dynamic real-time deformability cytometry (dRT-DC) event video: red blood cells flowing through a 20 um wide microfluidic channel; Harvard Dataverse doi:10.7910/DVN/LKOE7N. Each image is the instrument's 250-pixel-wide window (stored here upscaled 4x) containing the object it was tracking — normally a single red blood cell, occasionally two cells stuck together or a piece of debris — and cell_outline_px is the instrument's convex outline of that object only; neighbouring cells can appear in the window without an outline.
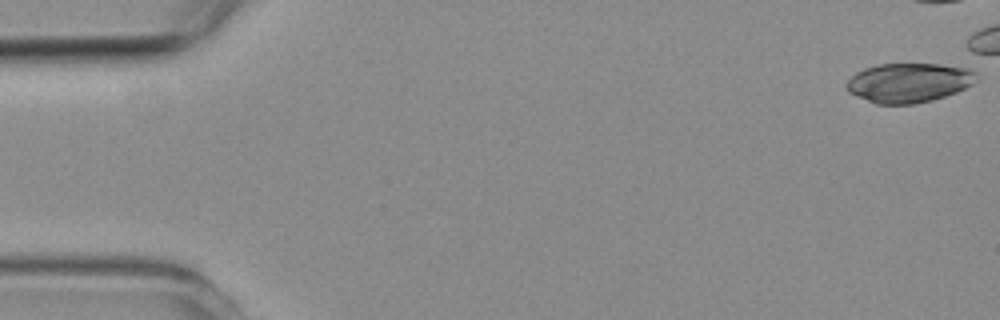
{"species": "common noctule bat (a hibernating species)", "species_latin": "Nyctalus noctula", "temperature_condition": "room temperature", "stored_images_in_passage": 4, "camera_frame_rate_fps": 3000, "um_per_image_px": 0.085, "animal": {"sex": "female", "body_mass_g": 19.3, "forearm_length_mm": 54.1}, "frame": {"image": 1, "passage_image": 1, "time_ms": 0.0, "image_size_px": [1000, 320], "cell_outline_px": [[976, 72], [972, 84], [956, 92], [932, 100], [912, 104], [876, 104], [856, 96], [848, 92], [844, 84], [856, 72], [864, 68], [876, 64], [968, 64]], "centroid_in_image_um": [77.27, 7.0], "position_along_channel_um": 7.7, "area_um2": 30.29}}